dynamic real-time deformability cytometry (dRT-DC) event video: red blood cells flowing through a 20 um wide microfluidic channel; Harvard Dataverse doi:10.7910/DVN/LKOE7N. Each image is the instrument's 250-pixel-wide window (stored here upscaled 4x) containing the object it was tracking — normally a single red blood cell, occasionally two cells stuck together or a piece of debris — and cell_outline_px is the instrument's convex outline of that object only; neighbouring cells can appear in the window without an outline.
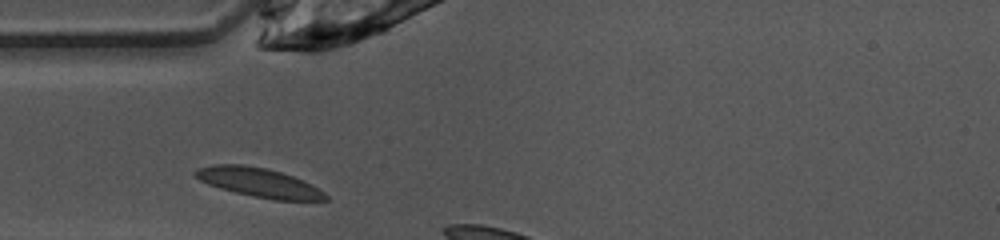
{"species": "common noctule bat (a hibernating species)", "species_latin": "Nyctalus noctula", "temperature_condition": "warm", "stored_images_in_passage": 3, "camera_frame_rate_fps": 3000, "um_per_image_px": 0.085, "animal": {"sex": "female", "body_mass_g": 10.0, "forearm_length_mm": 53.1}, "frame": {"image": 1, "passage_image": 1, "time_ms": 0.0, "image_size_px": [1000, 240], "cell_outline_px": [[328, 200], [276, 200], [252, 196], [220, 188], [208, 184], [200, 180], [192, 172], [200, 168], [212, 164], [244, 164], [264, 168], [280, 172], [304, 180], [324, 192], [328, 196]], "centroid_in_image_um": [22.01, 15.51], "position_along_channel_um": 63.0, "area_um2": 21.91}}